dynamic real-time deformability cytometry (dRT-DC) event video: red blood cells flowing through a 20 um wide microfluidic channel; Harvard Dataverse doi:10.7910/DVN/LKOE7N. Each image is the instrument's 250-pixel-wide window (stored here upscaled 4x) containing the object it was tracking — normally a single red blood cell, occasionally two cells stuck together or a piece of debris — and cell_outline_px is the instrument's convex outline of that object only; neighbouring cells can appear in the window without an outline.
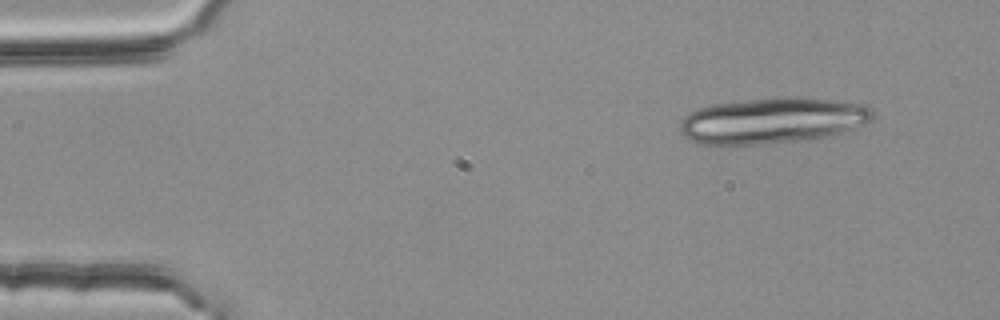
{"species": "common noctule bat (a hibernating species)", "species_latin": "Nyctalus noctula", "temperature_condition": "room temperature", "stored_images_in_passage": 4, "camera_frame_rate_fps": 3000, "um_per_image_px": 0.085, "animal": {"sex": "female", "body_mass_g": 25.1}, "frame": {"image": 1, "passage_image": 4, "time_ms": 1.0, "image_size_px": [1000, 320], "cell_outline_px": [[876, 116], [872, 120], [864, 124], [840, 132], [824, 136], [800, 140], [756, 144], [700, 144], [688, 140], [680, 132], [680, 124], [684, 116], [688, 112], [696, 108], [712, 104], [776, 96], [792, 96], [832, 100], [868, 104], [876, 112]], "centroid_in_image_um": [65.65, 10.22], "position_along_channel_um": 19.3, "area_um2": 51.85}}